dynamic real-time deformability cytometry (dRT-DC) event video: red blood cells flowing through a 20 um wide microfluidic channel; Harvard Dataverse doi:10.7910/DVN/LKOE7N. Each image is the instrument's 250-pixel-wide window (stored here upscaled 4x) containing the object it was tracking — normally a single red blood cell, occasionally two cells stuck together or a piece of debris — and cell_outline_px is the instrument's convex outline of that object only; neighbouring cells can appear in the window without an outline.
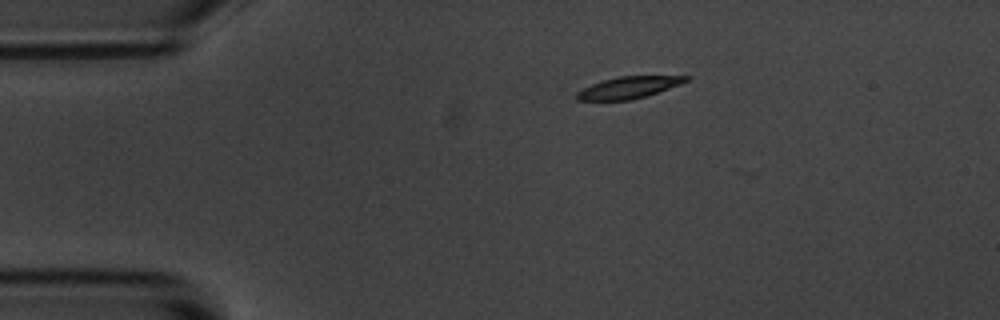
{"species": "common noctule bat (a hibernating species)", "species_latin": "Nyctalus noctula", "temperature_condition": "room temperature", "stored_images_in_passage": 3, "camera_frame_rate_fps": 3000, "um_per_image_px": 0.085, "animal": {"sex": "male", "body_mass_g": 20.1, "forearm_length_mm": 53.5}, "frame": {"image": 1, "passage_image": 2, "time_ms": 0.333, "image_size_px": [1000, 320], "cell_outline_px": [[692, 76], [688, 80], [680, 84], [632, 100], [576, 100], [576, 92], [592, 84], [604, 80], [620, 76]], "centroid_in_image_um": [53.41, 7.44], "position_along_channel_um": 31.6, "area_um2": 13.53}}